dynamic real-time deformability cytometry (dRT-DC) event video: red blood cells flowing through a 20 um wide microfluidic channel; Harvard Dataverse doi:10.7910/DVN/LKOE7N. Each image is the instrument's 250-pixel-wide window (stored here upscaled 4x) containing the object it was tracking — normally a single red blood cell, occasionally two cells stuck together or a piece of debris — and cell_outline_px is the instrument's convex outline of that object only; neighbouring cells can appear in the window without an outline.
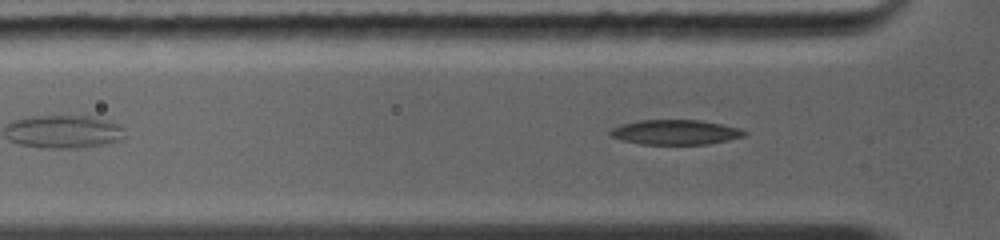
{"species": "common noctule bat (a hibernating species)", "species_latin": "Nyctalus noctula", "temperature_condition": "warm", "stored_images_in_passage": 5, "camera_frame_rate_fps": 5000, "um_per_image_px": 0.085, "animal": {"sex": "female", "body_mass_g": 19.0, "forearm_length_mm": 56.7}, "frame": {"image": 1, "passage_image": 2, "time_ms": 0.2, "image_size_px": [1000, 240], "cell_outline_px": [[748, 132], [744, 136], [704, 144], [640, 144], [624, 140], [612, 136], [608, 132], [612, 128], [624, 124], [640, 120], [696, 120], [720, 124], [736, 128]], "centroid_in_image_um": [57.37, 11.23], "position_along_channel_um": 68.4, "area_um2": 18.84}}